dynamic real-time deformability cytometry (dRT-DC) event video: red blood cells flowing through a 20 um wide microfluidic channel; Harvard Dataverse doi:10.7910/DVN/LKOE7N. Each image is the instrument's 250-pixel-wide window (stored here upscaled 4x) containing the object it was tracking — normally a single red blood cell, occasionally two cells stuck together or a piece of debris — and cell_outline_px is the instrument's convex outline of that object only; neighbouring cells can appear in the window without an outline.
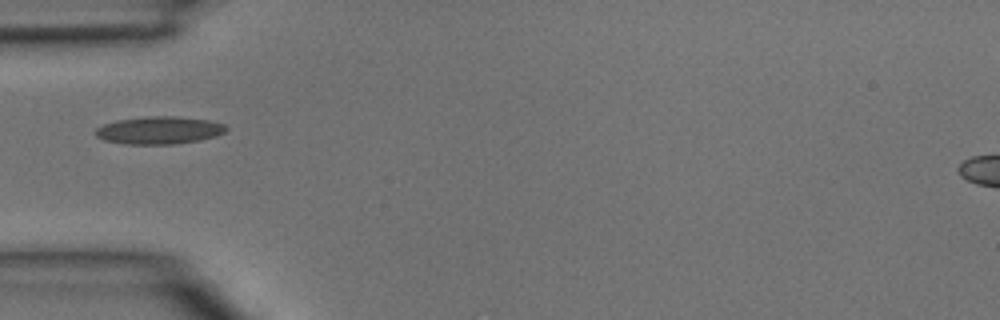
{"species": "common noctule bat (a hibernating species)", "species_latin": "Nyctalus noctula", "temperature_condition": "room temperature", "stored_images_in_passage": 2, "camera_frame_rate_fps": 3000, "um_per_image_px": 0.085, "animal": {"sex": "male", "body_mass_g": 15.6}, "frame": {"image": 1, "passage_image": 1, "time_ms": 0.0, "image_size_px": [1000, 320], "cell_outline_px": [[228, 128], [224, 132], [216, 136], [200, 140], [172, 144], [128, 144], [104, 140], [96, 136], [92, 132], [96, 128], [104, 124], [116, 120], [148, 116], [172, 116], [208, 120], [224, 124]], "centroid_in_image_um": [13.5, 11.07], "position_along_channel_um": 71.5, "area_um2": 20.98}}